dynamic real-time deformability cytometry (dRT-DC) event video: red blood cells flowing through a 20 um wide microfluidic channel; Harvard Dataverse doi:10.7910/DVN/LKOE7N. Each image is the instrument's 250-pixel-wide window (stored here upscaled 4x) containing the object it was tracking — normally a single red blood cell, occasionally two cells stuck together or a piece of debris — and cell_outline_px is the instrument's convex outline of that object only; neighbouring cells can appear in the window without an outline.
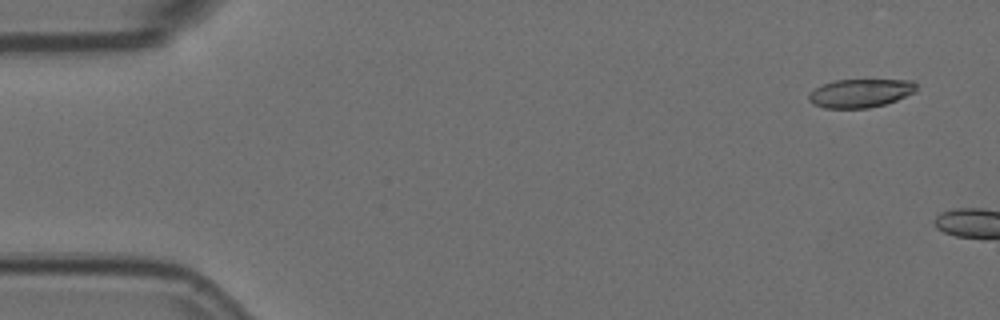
{"species": "Egyptian fruit bat (a non-hibernating species)", "species_latin": "Rousettus aegyptiacus", "temperature_condition": "room temperature", "stored_images_in_passage": 3, "camera_frame_rate_fps": 3000, "um_per_image_px": 0.085, "animal": {"sex": "female"}, "frame": {"image": 1, "passage_image": 1, "time_ms": 0.0, "image_size_px": [1000, 320], "cell_outline_px": [[916, 92], [896, 100], [884, 104], [868, 108], [824, 108], [812, 104], [808, 100], [808, 96], [816, 88], [824, 84], [836, 80], [912, 80], [916, 84]], "centroid_in_image_um": [73.14, 7.92], "position_along_channel_um": 11.9, "area_um2": 17.74}}